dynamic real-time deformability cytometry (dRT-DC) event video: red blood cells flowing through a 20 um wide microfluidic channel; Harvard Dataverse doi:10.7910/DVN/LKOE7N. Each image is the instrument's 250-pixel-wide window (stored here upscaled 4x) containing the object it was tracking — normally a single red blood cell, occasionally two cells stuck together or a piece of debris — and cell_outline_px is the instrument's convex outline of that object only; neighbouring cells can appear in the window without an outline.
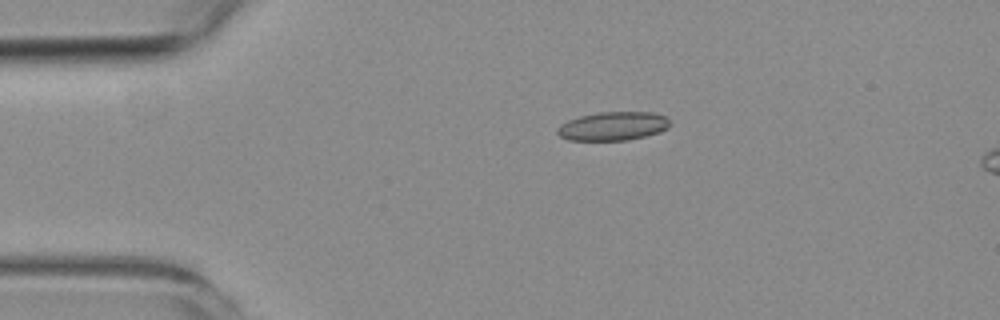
{"species": "common noctule bat (a hibernating species)", "species_latin": "Nyctalus noctula", "temperature_condition": "room temperature", "stored_images_in_passage": 3, "camera_frame_rate_fps": 3000, "um_per_image_px": 0.085, "animal": {"sex": "female", "body_mass_g": 19.3, "forearm_length_mm": 54.1}, "frame": {"image": 1, "passage_image": 1, "time_ms": 0.0, "image_size_px": [1000, 320], "cell_outline_px": [[672, 124], [668, 128], [660, 132], [628, 140], [568, 140], [560, 136], [556, 132], [556, 128], [560, 124], [568, 120], [580, 116], [600, 112], [652, 112], [664, 116]], "centroid_in_image_um": [52.09, 10.72], "position_along_channel_um": 32.9, "area_um2": 18.84}}